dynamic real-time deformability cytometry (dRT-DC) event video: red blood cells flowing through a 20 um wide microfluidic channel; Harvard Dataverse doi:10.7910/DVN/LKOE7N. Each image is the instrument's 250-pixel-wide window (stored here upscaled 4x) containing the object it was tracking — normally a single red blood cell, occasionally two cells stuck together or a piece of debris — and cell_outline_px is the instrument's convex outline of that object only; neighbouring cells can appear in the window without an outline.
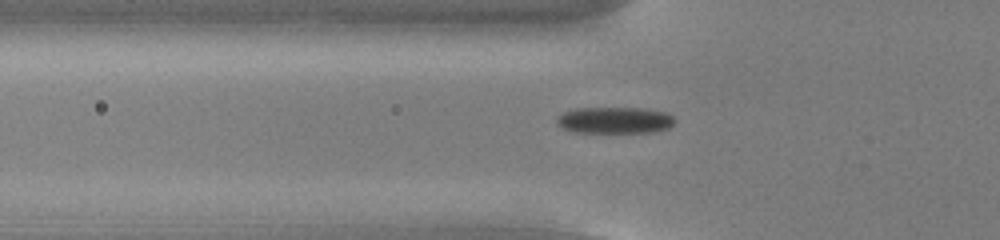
{"species": "common noctule bat (a hibernating species)", "species_latin": "Nyctalus noctula", "temperature_condition": "cold", "stored_images_in_passage": 51, "camera_frame_rate_fps": 3000, "um_per_image_px": 0.085, "animal": {"sex": "male", "body_mass_g": 13.0, "forearm_length_mm": 53.1}, "frame": {"image": 1, "passage_image": 16, "time_ms": 5.0, "image_size_px": [1000, 240], "cell_outline_px": [[676, 120], [668, 128], [652, 132], [572, 132], [556, 124], [556, 116], [564, 112], [576, 108], [644, 108], [664, 112], [672, 116]], "centroid_in_image_um": [52.22, 10.21], "position_along_channel_um": 73.6, "area_um2": 18.21}}
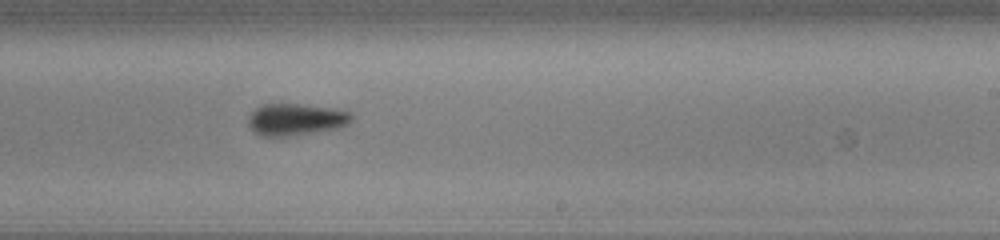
{"frame": {"image": 2, "passage_image": 31, "time_ms": 10.0, "image_size_px": [1000, 240], "cell_outline_px": [[352, 120], [348, 124], [340, 128], [288, 136], [260, 136], [248, 124], [248, 116], [256, 108], [264, 104], [296, 104], [332, 108], [352, 112]], "centroid_in_image_um": [25.16, 10.15], "position_along_channel_um": 263.8, "area_um2": 19.07}}
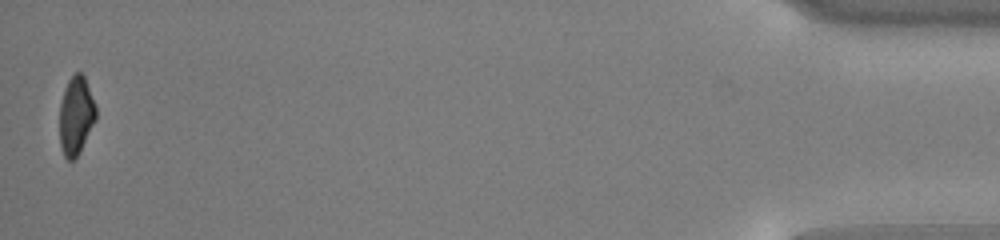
{"frame": {"image": 3, "passage_image": 51, "time_ms": 16.667, "image_size_px": [1000, 240], "cell_outline_px": [[96, 120], [80, 152], [72, 160], [68, 160], [64, 156], [60, 144], [60, 104], [64, 88], [68, 80], [76, 72], [80, 72], [84, 76], [96, 104]], "centroid_in_image_um": [6.47, 9.82], "position_along_channel_um": 428.7, "area_um2": 16.65}, "authors_computed_cell_mechanics": {"area_um2": 18.496, "velocity_mm_per_s": 3.8123, "shape_relaxation_time_tau1_ms": 3.0074, "shape_relaxation_time_tau2_ms": null, "deformation_change_tau1": 0.0912, "deformation_change_tau2": null}}